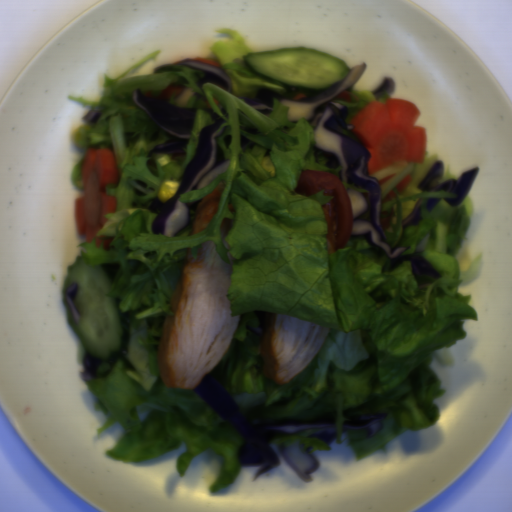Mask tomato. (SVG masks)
Returning <instances> with one entry per match:
<instances>
[{
    "mask_svg": "<svg viewBox=\"0 0 512 512\" xmlns=\"http://www.w3.org/2000/svg\"><path fill=\"white\" fill-rule=\"evenodd\" d=\"M320 191L323 196L333 197L321 205L328 227L326 240L330 254L343 249L352 235V203L341 178L333 173L303 170L295 192L311 197Z\"/></svg>",
    "mask_w": 512,
    "mask_h": 512,
    "instance_id": "tomato-1",
    "label": "tomato"
},
{
    "mask_svg": "<svg viewBox=\"0 0 512 512\" xmlns=\"http://www.w3.org/2000/svg\"><path fill=\"white\" fill-rule=\"evenodd\" d=\"M183 86H171L166 87L160 92L159 97H164L168 99H174L182 92Z\"/></svg>",
    "mask_w": 512,
    "mask_h": 512,
    "instance_id": "tomato-2",
    "label": "tomato"
},
{
    "mask_svg": "<svg viewBox=\"0 0 512 512\" xmlns=\"http://www.w3.org/2000/svg\"><path fill=\"white\" fill-rule=\"evenodd\" d=\"M185 155H186L185 150H184V148H182V149L173 150L172 157H173V159L182 160V159H185Z\"/></svg>",
    "mask_w": 512,
    "mask_h": 512,
    "instance_id": "tomato-3",
    "label": "tomato"
}]
</instances>
